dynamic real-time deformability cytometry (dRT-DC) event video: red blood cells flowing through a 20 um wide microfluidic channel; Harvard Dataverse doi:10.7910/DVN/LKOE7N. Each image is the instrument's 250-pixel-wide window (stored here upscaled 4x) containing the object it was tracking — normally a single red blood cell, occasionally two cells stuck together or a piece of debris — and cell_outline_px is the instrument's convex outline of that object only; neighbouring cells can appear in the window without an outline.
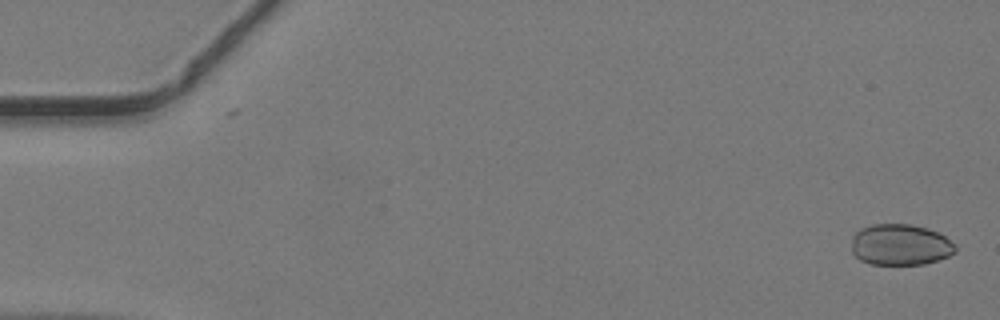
{"species": "common noctule bat (a hibernating species)", "species_latin": "Nyctalus noctula", "temperature_condition": "warm", "stored_images_in_passage": 47, "camera_frame_rate_fps": 3000, "um_per_image_px": 0.085, "animal": {"sex": "male", "body_mass_g": 19.2, "forearm_length_mm": 51.8}, "frame": {"image": 1, "passage_image": 1, "time_ms": 0.0, "image_size_px": [1000, 320], "cell_outline_px": [[956, 252], [948, 256], [924, 264], [872, 264], [860, 260], [852, 252], [852, 236], [860, 228], [872, 224], [912, 224], [928, 228], [944, 236], [956, 244]], "centroid_in_image_um": [76.52, 20.79], "position_along_channel_um": 8.5, "area_um2": 24.97}}
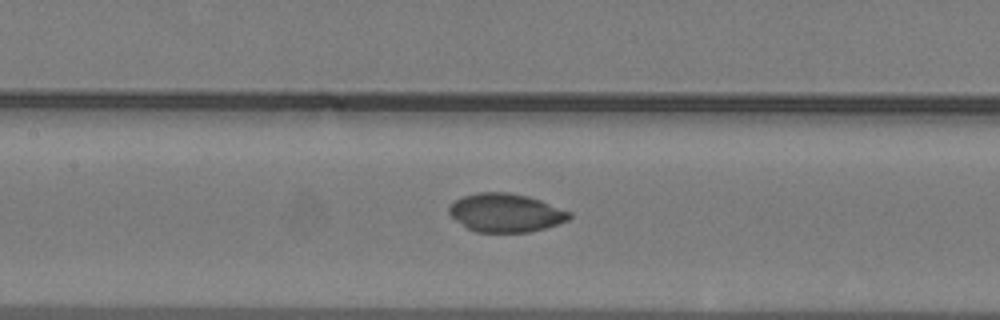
{"frame": {"image": 2, "passage_image": 22, "time_ms": 7.0, "image_size_px": [1000, 320], "cell_outline_px": [[572, 216], [568, 220], [544, 228], [528, 232], [476, 232], [468, 228], [456, 220], [448, 212], [448, 208], [456, 200], [464, 196], [476, 192], [508, 192], [528, 196], [540, 200], [572, 212]], "centroid_in_image_um": [42.99, 18.08], "position_along_channel_um": 164.4, "area_um2": 26.82}}
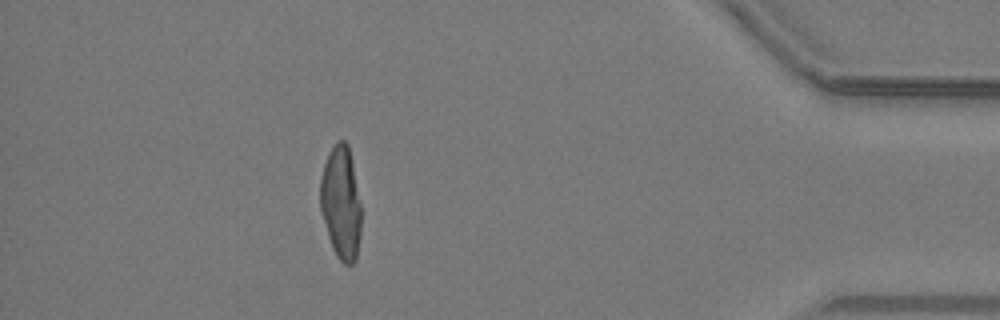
{"frame": {"image": 3, "passage_image": 42, "time_ms": 13.667, "image_size_px": [1000, 320], "cell_outline_px": [[360, 236], [356, 260], [352, 264], [344, 264], [336, 256], [332, 248], [328, 236], [320, 208], [320, 180], [324, 164], [328, 152], [336, 140], [344, 140], [348, 144], [352, 160], [360, 204]], "centroid_in_image_um": [28.97, 17.22], "position_along_channel_um": 406.2, "area_um2": 27.05}}